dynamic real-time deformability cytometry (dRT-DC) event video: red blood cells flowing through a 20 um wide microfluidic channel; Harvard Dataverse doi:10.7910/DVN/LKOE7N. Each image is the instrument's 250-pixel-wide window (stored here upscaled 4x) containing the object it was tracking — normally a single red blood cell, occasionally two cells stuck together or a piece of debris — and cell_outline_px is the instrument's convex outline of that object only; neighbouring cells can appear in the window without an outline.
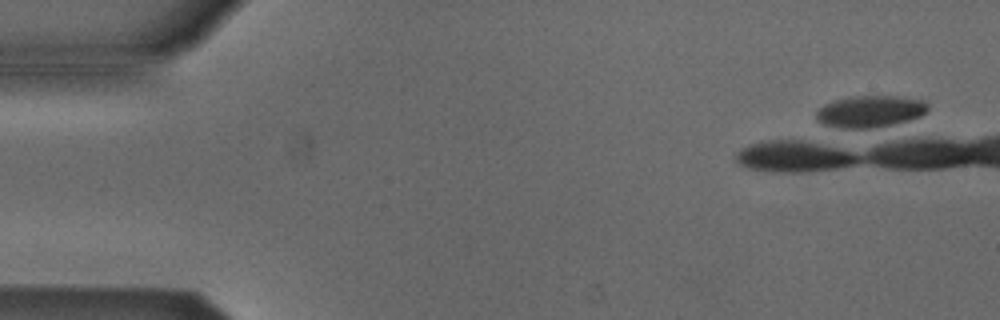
{"species": "Egyptian fruit bat (a non-hibernating species)", "species_latin": "Rousettus aegyptiacus", "temperature_condition": "cold", "stored_images_in_passage": 1, "camera_frame_rate_fps": 3000, "um_per_image_px": 0.085, "animal": {"sex": "male"}, "frame": {"image": 1, "passage_image": 1, "time_ms": 0.0, "image_size_px": [1000, 320], "cell_outline_px": [[928, 108], [920, 116], [900, 124], [880, 128], [840, 128], [824, 124], [816, 120], [816, 112], [824, 104], [836, 100], [856, 96], [896, 96], [924, 100], [928, 104]], "centroid_in_image_um": [73.99, 9.49], "position_along_channel_um": 11.0, "area_um2": 20.87}}